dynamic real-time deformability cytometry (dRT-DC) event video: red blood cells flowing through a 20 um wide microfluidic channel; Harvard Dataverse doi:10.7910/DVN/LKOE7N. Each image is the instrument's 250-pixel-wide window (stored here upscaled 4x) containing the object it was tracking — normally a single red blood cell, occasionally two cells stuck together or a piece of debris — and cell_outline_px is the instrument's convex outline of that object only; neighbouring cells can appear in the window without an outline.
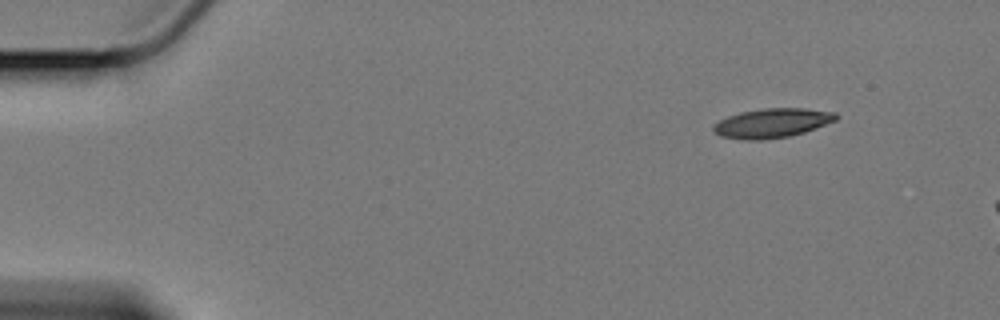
{"species": "Egyptian fruit bat (a non-hibernating species)", "species_latin": "Rousettus aegyptiacus", "temperature_condition": "cold", "stored_images_in_passage": 18, "camera_frame_rate_fps": 3000, "um_per_image_px": 0.085, "animal": {"sex": "female"}, "frame": {"image": 1, "passage_image": 1, "time_ms": 0.0, "image_size_px": [1000, 320], "cell_outline_px": [[840, 116], [836, 120], [816, 128], [804, 132], [788, 136], [760, 140], [744, 140], [720, 136], [712, 128], [712, 124], [728, 116], [740, 112], [764, 108], [804, 108], [836, 112]], "centroid_in_image_um": [65.63, 10.45], "position_along_channel_um": 19.4, "area_um2": 20.98}}
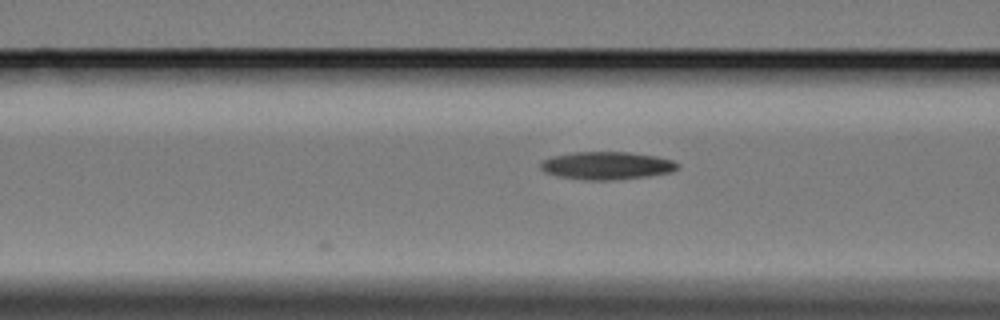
{"frame": {"image": 2, "passage_image": 18, "time_ms": 5.667, "image_size_px": [1000, 320], "cell_outline_px": [[680, 168], [672, 172], [648, 176], [612, 180], [588, 180], [556, 176], [544, 172], [540, 168], [540, 160], [552, 156], [572, 152], [628, 152], [656, 156], [672, 160], [680, 164]], "centroid_in_image_um": [51.56, 14.07], "position_along_channel_um": 115.0, "area_um2": 22.43}}